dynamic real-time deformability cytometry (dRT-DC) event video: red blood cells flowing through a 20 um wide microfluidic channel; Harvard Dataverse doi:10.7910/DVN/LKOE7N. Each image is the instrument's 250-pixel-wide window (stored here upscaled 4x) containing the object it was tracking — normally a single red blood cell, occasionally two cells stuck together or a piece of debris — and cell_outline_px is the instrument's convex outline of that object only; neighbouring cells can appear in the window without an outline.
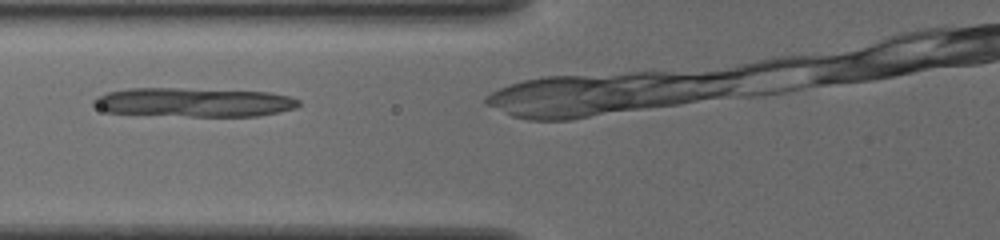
{"species": "common noctule bat (a hibernating species)", "species_latin": "Nyctalus noctula", "temperature_condition": "cold", "stored_images_in_passage": 26, "camera_frame_rate_fps": 3000, "um_per_image_px": 0.085, "animal": {"sex": "female", "body_mass_g": 19.5, "forearm_length_mm": 54.1}, "frame": {"image": 1, "passage_image": 4, "time_ms": 1.0, "image_size_px": [1000, 240], "cell_outline_px": [[300, 104], [296, 108], [256, 116], [192, 116], [108, 112], [92, 104], [92, 100], [96, 96], [108, 92], [128, 88], [180, 88], [268, 92], [288, 96], [300, 100]], "centroid_in_image_um": [16.47, 8.68], "position_along_channel_um": 109.3, "area_um2": 34.39}}
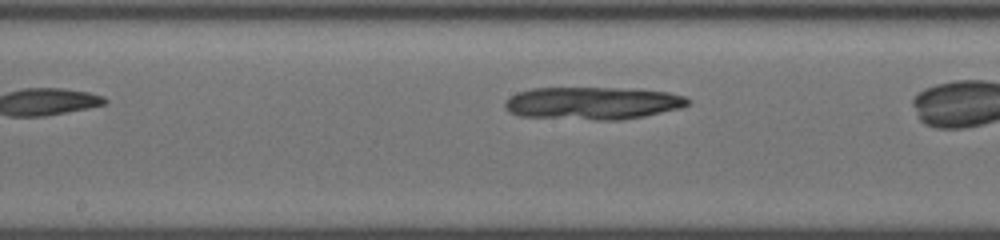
{"frame": {"image": 2, "passage_image": 11, "time_ms": 3.333, "image_size_px": [1000, 240], "cell_outline_px": [[692, 100], [688, 104], [680, 108], [620, 120], [604, 120], [524, 116], [508, 112], [504, 108], [504, 104], [512, 96], [520, 92], [532, 88], [620, 88], [668, 92], [684, 96]], "centroid_in_image_um": [50.38, 8.76], "position_along_channel_um": 197.8, "area_um2": 34.22}}
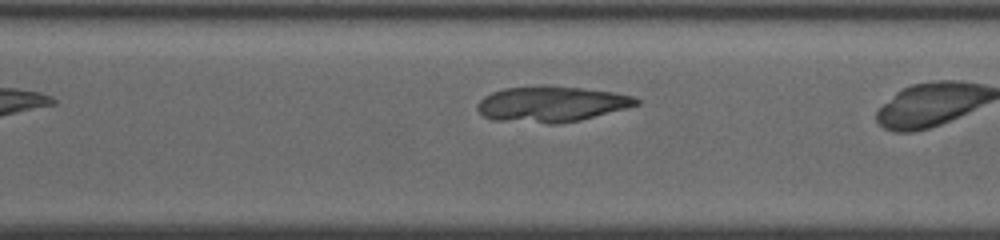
{"frame": {"image": 3, "passage_image": 21, "time_ms": 6.667, "image_size_px": [1000, 240], "cell_outline_px": [[640, 104], [580, 120], [560, 124], [548, 124], [492, 120], [484, 116], [476, 108], [476, 104], [484, 96], [492, 92], [504, 88], [552, 84], [612, 92], [636, 96], [640, 100]], "centroid_in_image_um": [46.85, 8.84], "position_along_channel_um": 323.8, "area_um2": 33.47}}